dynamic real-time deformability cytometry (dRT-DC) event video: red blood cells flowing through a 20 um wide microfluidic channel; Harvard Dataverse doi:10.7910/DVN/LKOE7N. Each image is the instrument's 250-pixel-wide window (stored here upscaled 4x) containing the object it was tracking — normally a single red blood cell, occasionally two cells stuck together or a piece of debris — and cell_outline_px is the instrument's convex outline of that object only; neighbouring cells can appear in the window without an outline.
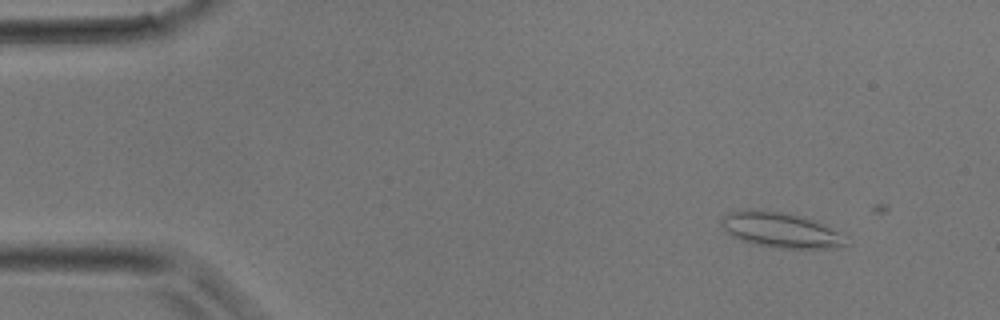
{"species": "common noctule bat (a hibernating species)", "species_latin": "Nyctalus noctula", "temperature_condition": "room temperature", "stored_images_in_passage": 5, "camera_frame_rate_fps": 3000, "um_per_image_px": 0.085, "animal": {"sex": "male", "body_mass_g": 17.9}, "frame": {"image": 1, "passage_image": 3, "time_ms": 0.667, "image_size_px": [1000, 320], "cell_outline_px": [[848, 244], [832, 248], [776, 248], [756, 244], [740, 240], [732, 236], [720, 224], [720, 220], [728, 212], [752, 208], [792, 212], [816, 220], [824, 224], [836, 232]], "centroid_in_image_um": [66.29, 19.51], "position_along_channel_um": 18.7, "area_um2": 25.72}}